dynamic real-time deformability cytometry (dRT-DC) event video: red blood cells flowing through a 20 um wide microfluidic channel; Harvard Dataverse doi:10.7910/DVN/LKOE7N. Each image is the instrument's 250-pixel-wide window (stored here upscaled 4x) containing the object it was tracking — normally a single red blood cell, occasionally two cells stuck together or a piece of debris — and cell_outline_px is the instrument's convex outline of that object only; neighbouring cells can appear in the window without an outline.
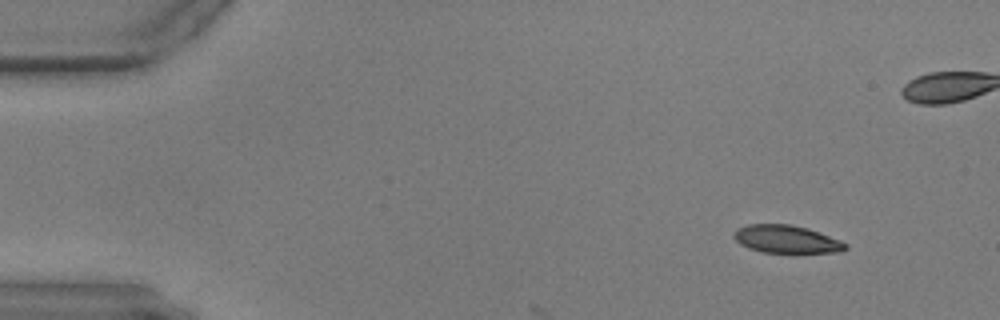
{"species": "common noctule bat (a hibernating species)", "species_latin": "Nyctalus noctula", "temperature_condition": "warm", "stored_images_in_passage": 6, "camera_frame_rate_fps": 3000, "um_per_image_px": 0.085, "animal": {"sex": "male", "body_mass_g": 17.9, "forearm_length_mm": 54.2}, "frame": {"image": 1, "passage_image": 1, "time_ms": 0.0, "image_size_px": [1000, 320], "cell_outline_px": [[848, 248], [840, 252], [764, 252], [748, 248], [740, 244], [732, 236], [736, 228], [748, 224], [792, 224], [808, 228], [840, 240], [848, 244]], "centroid_in_image_um": [66.83, 20.32], "position_along_channel_um": 18.2, "area_um2": 18.09}}